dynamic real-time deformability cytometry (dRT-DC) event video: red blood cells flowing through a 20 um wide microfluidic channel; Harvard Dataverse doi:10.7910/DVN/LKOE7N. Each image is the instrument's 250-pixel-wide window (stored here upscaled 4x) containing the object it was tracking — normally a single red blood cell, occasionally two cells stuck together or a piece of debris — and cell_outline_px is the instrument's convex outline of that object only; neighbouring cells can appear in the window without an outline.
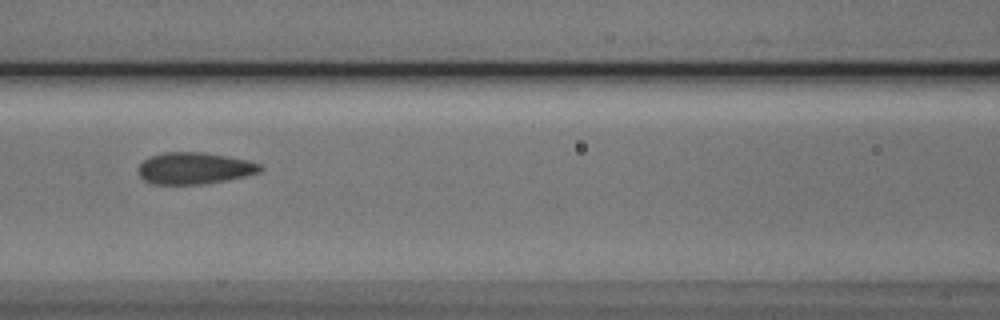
{"species": "Egyptian fruit bat (a non-hibernating species)", "species_latin": "Rousettus aegyptiacus", "temperature_condition": "cold", "stored_images_in_passage": 5, "camera_frame_rate_fps": 3000, "um_per_image_px": 0.085, "animal": {"sex": "male"}, "frame": {"image": 1, "passage_image": 3, "time_ms": 2.333, "image_size_px": [1000, 320], "cell_outline_px": [[264, 168], [260, 172], [244, 176], [224, 180], [200, 184], [152, 184], [144, 180], [140, 176], [140, 164], [144, 160], [152, 156], [164, 152], [204, 152], [248, 160], [260, 164]], "centroid_in_image_um": [16.54, 14.29], "position_along_channel_um": 150.1, "area_um2": 22.25}}
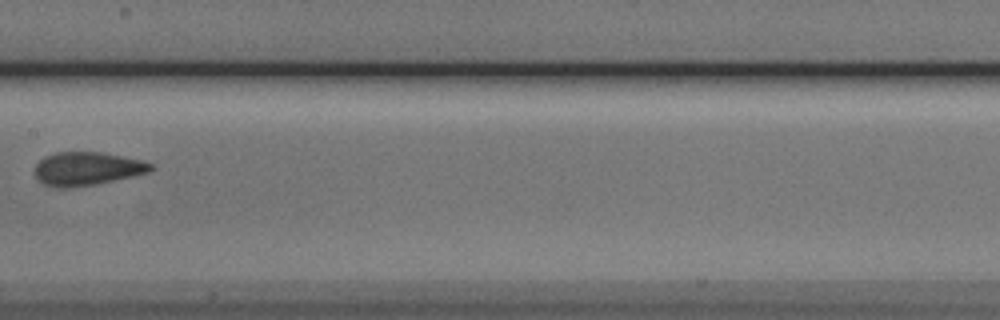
{"frame": {"image": 2, "passage_image": 4, "time_ms": 3.667, "image_size_px": [1000, 320], "cell_outline_px": [[156, 168], [148, 172], [132, 176], [96, 184], [68, 188], [52, 188], [36, 180], [32, 172], [36, 164], [44, 156], [56, 152], [104, 152], [144, 160], [152, 164]], "centroid_in_image_um": [7.36, 14.34], "position_along_channel_um": 200.0, "area_um2": 23.06}}
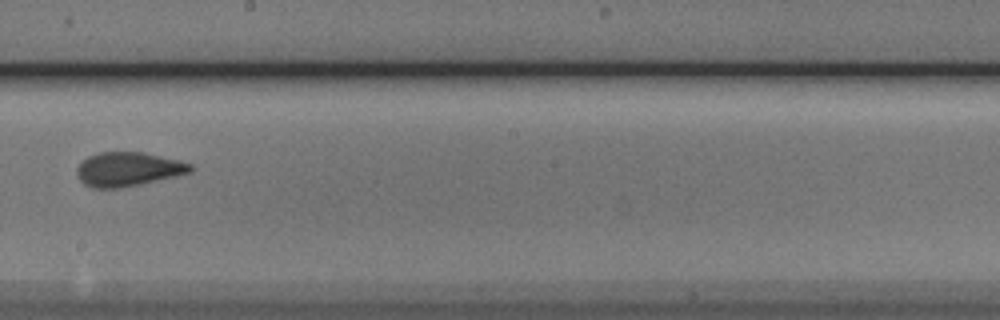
{"frame": {"image": 3, "passage_image": 5, "time_ms": 4.667, "image_size_px": [1000, 320], "cell_outline_px": [[196, 168], [192, 172], [176, 176], [140, 184], [116, 188], [92, 188], [84, 184], [80, 180], [76, 172], [76, 168], [88, 156], [100, 152], [144, 152], [180, 160], [192, 164]], "centroid_in_image_um": [10.93, 14.38], "position_along_channel_um": 237.3, "area_um2": 22.66}}